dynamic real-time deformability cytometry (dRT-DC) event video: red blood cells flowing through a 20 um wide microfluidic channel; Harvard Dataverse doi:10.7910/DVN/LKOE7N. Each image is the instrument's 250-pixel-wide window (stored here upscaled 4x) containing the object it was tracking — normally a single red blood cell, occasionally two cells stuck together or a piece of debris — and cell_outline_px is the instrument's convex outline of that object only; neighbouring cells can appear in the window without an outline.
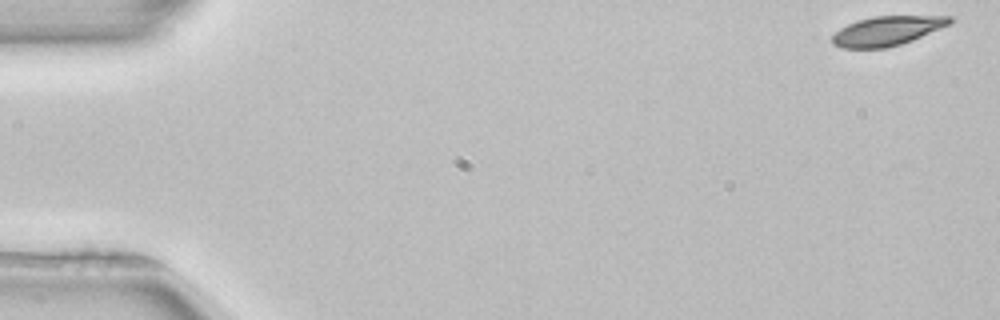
{"species": "common noctule bat (a hibernating species)", "species_latin": "Nyctalus noctula", "temperature_condition": "room temperature", "stored_images_in_passage": 8, "camera_frame_rate_fps": 3000, "um_per_image_px": 0.085, "animal": {"sex": "female", "body_mass_g": 22.7, "forearm_length_mm": 54.2}, "frame": {"image": 1, "passage_image": 1, "time_ms": 0.0, "image_size_px": [1000, 320], "cell_outline_px": [[956, 20], [940, 28], [912, 40], [888, 48], [840, 48], [832, 44], [832, 36], [840, 28], [848, 24], [872, 16], [952, 16]], "centroid_in_image_um": [75.39, 2.63], "position_along_channel_um": 9.6, "area_um2": 20.0}}